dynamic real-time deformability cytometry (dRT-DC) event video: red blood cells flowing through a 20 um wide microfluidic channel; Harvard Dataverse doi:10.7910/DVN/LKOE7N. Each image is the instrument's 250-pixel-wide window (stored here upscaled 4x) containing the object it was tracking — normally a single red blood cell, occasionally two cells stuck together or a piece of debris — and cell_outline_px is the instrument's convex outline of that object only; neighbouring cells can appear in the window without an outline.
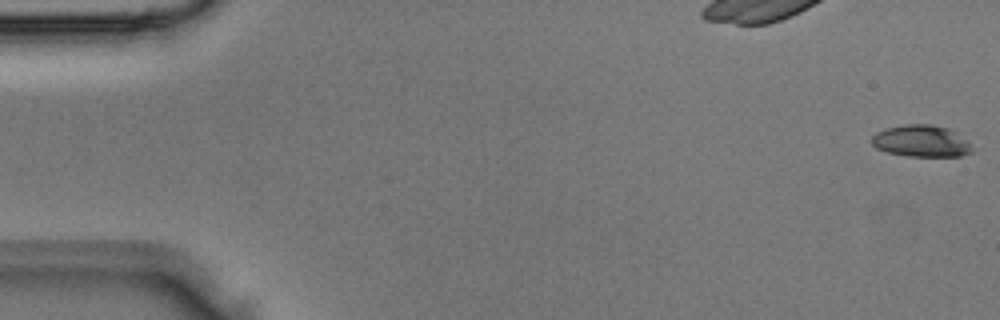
{"species": "Egyptian fruit bat (a non-hibernating species)", "species_latin": "Rousettus aegyptiacus", "temperature_condition": "room temperature", "stored_images_in_passage": 5, "camera_frame_rate_fps": 3000, "um_per_image_px": 0.085, "animal": {"sex": "male"}, "frame": {"image": 1, "passage_image": 1, "time_ms": 0.0, "image_size_px": [1000, 320], "cell_outline_px": [[976, 148], [972, 152], [960, 156], [908, 156], [888, 152], [876, 148], [872, 144], [872, 136], [876, 132], [884, 128], [904, 124], [932, 124], [948, 128], [956, 132], [968, 140]], "centroid_in_image_um": [78.35, 11.98], "position_along_channel_um": 6.6, "area_um2": 18.9}}